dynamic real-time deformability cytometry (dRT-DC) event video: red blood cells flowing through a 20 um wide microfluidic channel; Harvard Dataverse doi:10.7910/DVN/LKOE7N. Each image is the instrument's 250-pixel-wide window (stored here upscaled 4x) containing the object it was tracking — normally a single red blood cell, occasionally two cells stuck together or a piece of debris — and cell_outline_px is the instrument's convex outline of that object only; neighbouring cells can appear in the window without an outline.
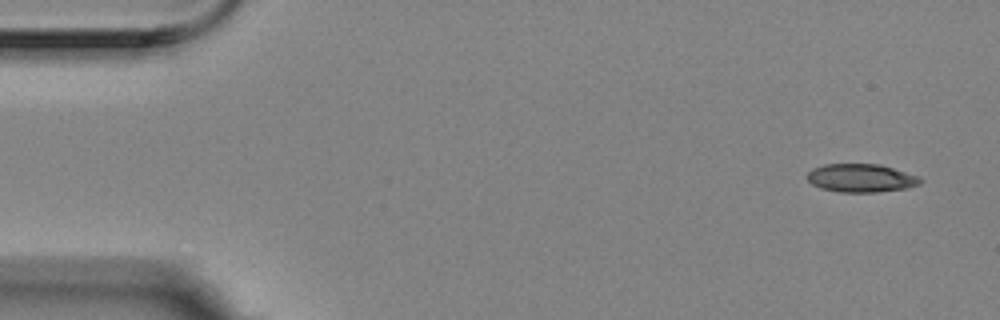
{"species": "Egyptian fruit bat (a non-hibernating species)", "species_latin": "Rousettus aegyptiacus", "temperature_condition": "room temperature", "stored_images_in_passage": 4, "camera_frame_rate_fps": 3000, "um_per_image_px": 0.085, "animal": {"sex": "female"}, "frame": {"image": 1, "passage_image": 1, "time_ms": 0.0, "image_size_px": [1000, 320], "cell_outline_px": [[924, 180], [920, 184], [908, 188], [876, 192], [840, 192], [820, 188], [812, 184], [808, 180], [808, 172], [812, 168], [824, 164], [880, 164], [920, 176]], "centroid_in_image_um": [73.22, 15.13], "position_along_channel_um": 11.8, "area_um2": 18.79}}
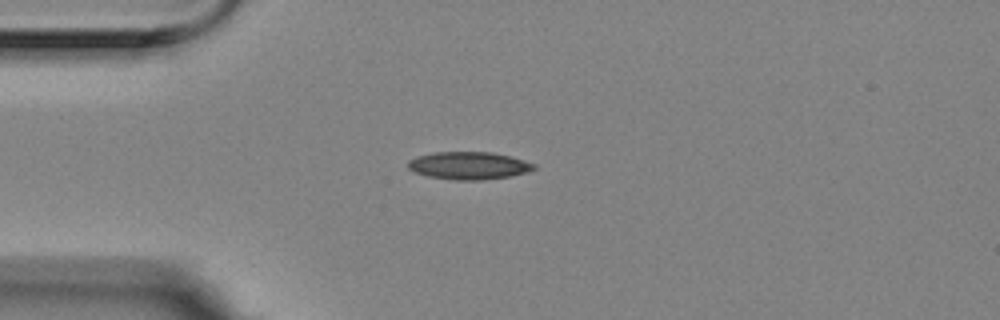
{"frame": {"image": 2, "passage_image": 4, "time_ms": 1.0, "image_size_px": [1000, 320], "cell_outline_px": [[536, 168], [528, 172], [512, 176], [480, 180], [456, 180], [428, 176], [416, 172], [408, 168], [408, 160], [416, 156], [432, 152], [492, 152], [524, 160], [536, 164]], "centroid_in_image_um": [39.85, 14.07], "position_along_channel_um": 45.1, "area_um2": 20.29}}